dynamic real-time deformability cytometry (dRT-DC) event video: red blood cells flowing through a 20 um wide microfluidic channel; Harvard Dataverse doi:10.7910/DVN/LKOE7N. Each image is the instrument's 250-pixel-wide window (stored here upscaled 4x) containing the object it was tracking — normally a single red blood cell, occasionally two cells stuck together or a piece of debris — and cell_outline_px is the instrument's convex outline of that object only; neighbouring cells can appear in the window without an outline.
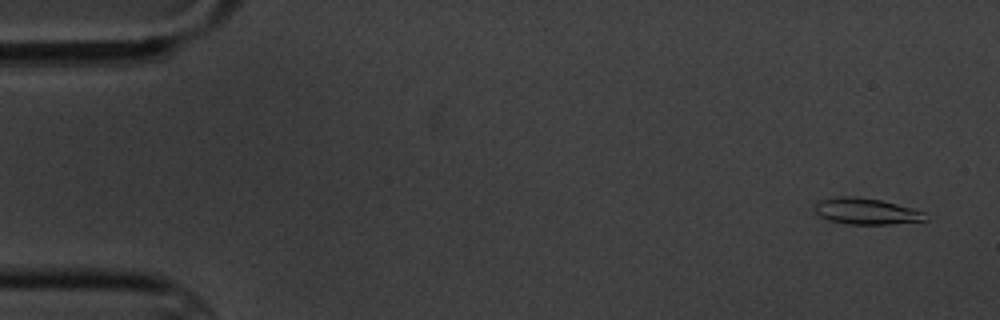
{"species": "common noctule bat (a hibernating species)", "species_latin": "Nyctalus noctula", "temperature_condition": "cold", "stored_images_in_passage": 5, "camera_frame_rate_fps": 3000, "um_per_image_px": 0.085, "animal": {"sex": "male", "body_mass_g": 20.1, "forearm_length_mm": 53.5}, "frame": {"image": 1, "passage_image": 1, "time_ms": 0.0, "image_size_px": [1000, 320], "cell_outline_px": [[928, 220], [888, 224], [848, 224], [828, 220], [820, 216], [816, 212], [816, 200], [836, 196], [856, 196], [880, 200], [912, 208], [924, 212]], "centroid_in_image_um": [73.6, 17.95], "position_along_channel_um": 11.4, "area_um2": 16.88}}